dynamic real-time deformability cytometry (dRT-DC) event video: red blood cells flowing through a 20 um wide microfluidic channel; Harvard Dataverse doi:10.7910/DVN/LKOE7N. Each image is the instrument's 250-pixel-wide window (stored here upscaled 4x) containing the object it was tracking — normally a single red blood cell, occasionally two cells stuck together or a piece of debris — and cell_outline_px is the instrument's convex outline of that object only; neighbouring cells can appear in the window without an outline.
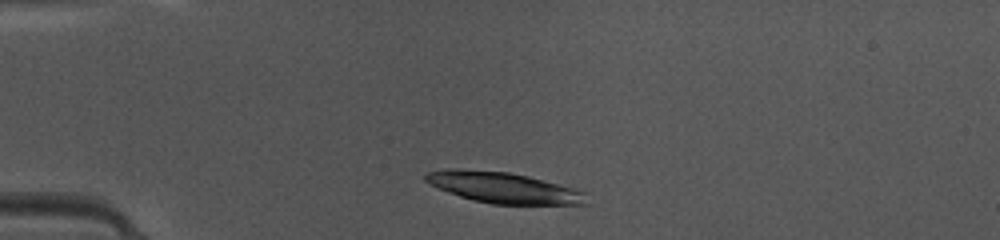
{"species": "common noctule bat (a hibernating species)", "species_latin": "Nyctalus noctula", "temperature_condition": "warm", "stored_images_in_passage": 36, "camera_frame_rate_fps": 3000, "um_per_image_px": 0.085, "animal": {"sex": "female", "body_mass_g": 10.0, "forearm_length_mm": 53.1}, "frame": {"image": 1, "passage_image": 1, "time_ms": 0.0, "image_size_px": [1000, 240], "cell_outline_px": [[588, 204], [492, 204], [460, 196], [436, 188], [428, 184], [424, 180], [424, 176], [428, 172], [444, 168], [460, 168], [508, 172], [528, 176], [572, 188], [584, 192]], "centroid_in_image_um": [42.7, 15.93], "position_along_channel_um": 42.3, "area_um2": 28.78}}
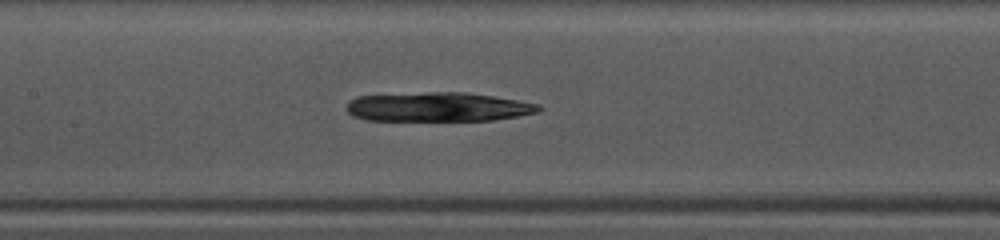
{"frame": {"image": 2, "passage_image": 12, "time_ms": 3.667, "image_size_px": [1000, 240], "cell_outline_px": [[544, 108], [540, 112], [492, 120], [364, 120], [352, 116], [344, 108], [348, 100], [356, 96], [424, 92], [464, 92], [492, 96], [540, 104]], "centroid_in_image_um": [37.18, 9.08], "position_along_channel_um": 170.2, "area_um2": 32.89}}